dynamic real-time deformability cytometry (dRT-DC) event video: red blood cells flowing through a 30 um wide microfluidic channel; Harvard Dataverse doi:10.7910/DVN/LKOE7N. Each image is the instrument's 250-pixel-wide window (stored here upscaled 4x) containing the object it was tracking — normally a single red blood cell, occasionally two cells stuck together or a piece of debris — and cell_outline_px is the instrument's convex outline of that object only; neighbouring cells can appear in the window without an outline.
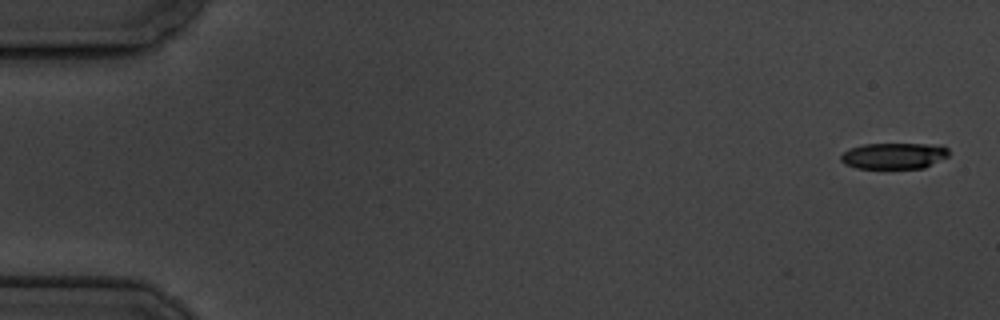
{"species": "common noctule bat (a hibernating species)", "species_latin": "Nyctalus noctula", "temperature_condition": "cold", "stored_images_in_passage": 6, "camera_frame_rate_fps": 3000, "um_per_image_px": 0.085, "animal": {"sex": "male", "body_mass_g": 19.5, "forearm_length_mm": 54.6}, "frame": {"image": 1, "passage_image": 1, "time_ms": 0.0, "image_size_px": [1000, 320], "cell_outline_px": [[948, 156], [924, 168], [856, 168], [844, 164], [840, 160], [840, 156], [844, 152], [852, 148], [864, 144], [940, 144], [948, 148]], "centroid_in_image_um": [76.0, 13.24], "position_along_channel_um": 9.0, "area_um2": 16.42}}